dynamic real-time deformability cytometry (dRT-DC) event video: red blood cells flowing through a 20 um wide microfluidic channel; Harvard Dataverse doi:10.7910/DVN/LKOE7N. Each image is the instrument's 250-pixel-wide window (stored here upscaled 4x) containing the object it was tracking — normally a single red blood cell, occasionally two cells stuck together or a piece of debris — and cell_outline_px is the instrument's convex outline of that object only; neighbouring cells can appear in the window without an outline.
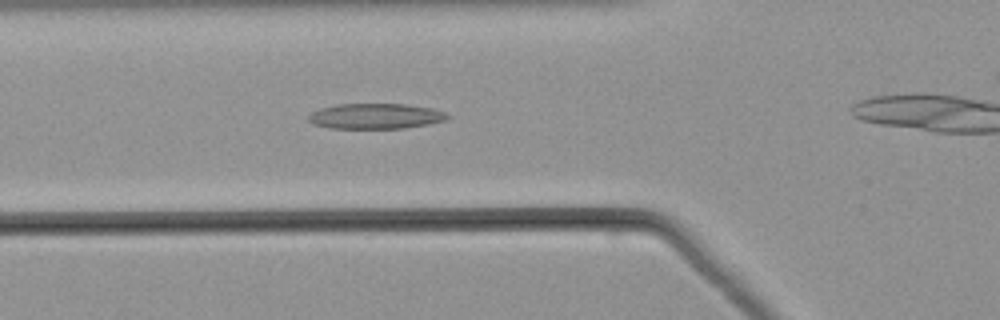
{"species": "common noctule bat (a hibernating species)", "species_latin": "Nyctalus noctula", "temperature_condition": "warm", "stored_images_in_passage": 34, "camera_frame_rate_fps": 3000, "um_per_image_px": 0.085, "animal": {"sex": "male", "body_mass_g": 21.5, "forearm_length_mm": 52.0}, "frame": {"image": 1, "passage_image": 11, "time_ms": 3.333, "image_size_px": [1000, 320], "cell_outline_px": [[452, 116], [448, 120], [428, 124], [404, 128], [328, 128], [312, 124], [308, 120], [308, 116], [312, 112], [320, 108], [336, 104], [408, 104], [432, 108], [448, 112]], "centroid_in_image_um": [31.97, 9.87], "position_along_channel_um": 93.8, "area_um2": 20.87}}
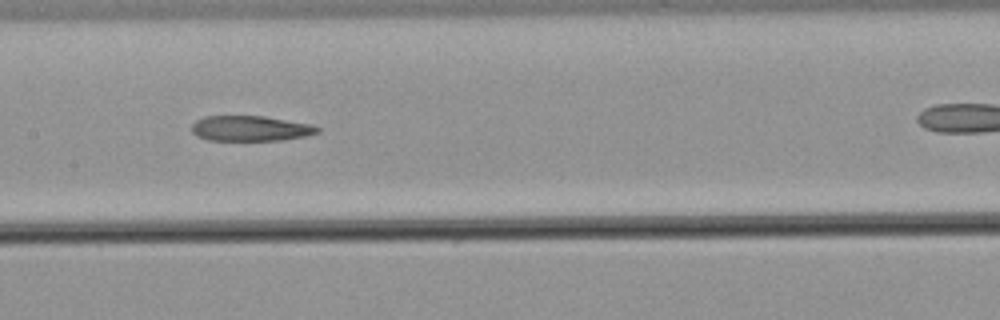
{"frame": {"image": 2, "passage_image": 18, "time_ms": 5.667, "image_size_px": [1000, 320], "cell_outline_px": [[320, 132], [304, 136], [284, 140], [208, 140], [196, 136], [192, 132], [192, 124], [196, 120], [204, 116], [264, 116], [312, 124], [320, 128]], "centroid_in_image_um": [21.29, 10.91], "position_along_channel_um": 186.1, "area_um2": 18.61}}
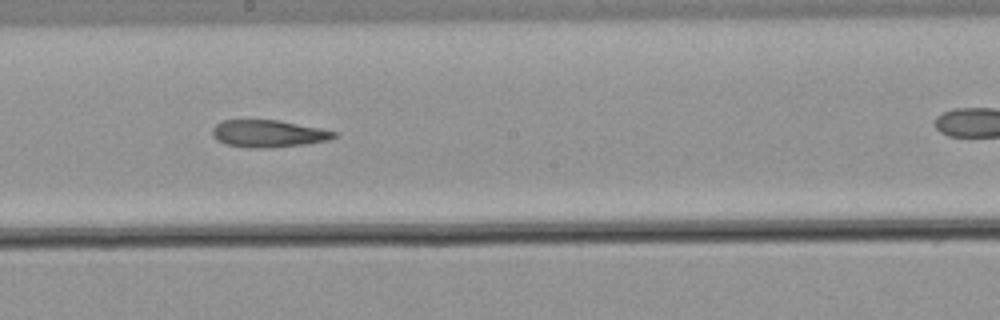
{"frame": {"image": 3, "passage_image": 21, "time_ms": 6.667, "image_size_px": [1000, 320], "cell_outline_px": [[336, 136], [328, 140], [308, 144], [264, 148], [248, 148], [228, 144], [216, 140], [212, 136], [212, 128], [216, 124], [224, 120], [280, 120], [320, 128], [336, 132]], "centroid_in_image_um": [22.79, 11.36], "position_along_channel_um": 225.4, "area_um2": 19.31}}